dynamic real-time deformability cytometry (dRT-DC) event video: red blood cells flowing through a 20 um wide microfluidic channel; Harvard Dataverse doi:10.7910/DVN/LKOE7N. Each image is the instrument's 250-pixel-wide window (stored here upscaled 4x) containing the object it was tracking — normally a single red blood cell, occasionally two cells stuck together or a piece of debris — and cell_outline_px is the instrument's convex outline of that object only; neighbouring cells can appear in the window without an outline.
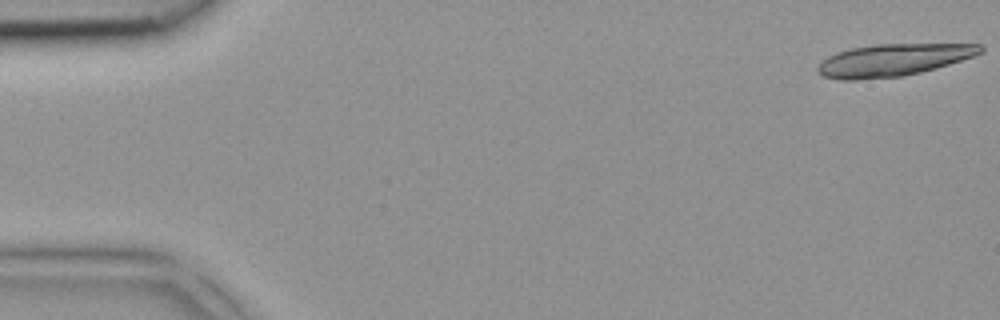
{"species": "common noctule bat (a hibernating species)", "species_latin": "Nyctalus noctula", "temperature_condition": "room temperature", "stored_images_in_passage": 5, "camera_frame_rate_fps": 3000, "um_per_image_px": 0.085, "animal": {"sex": "female", "body_mass_g": 18.4}, "frame": {"image": 1, "passage_image": 1, "time_ms": 0.0, "image_size_px": [1000, 320], "cell_outline_px": [[984, 52], [948, 64], [920, 72], [904, 76], [856, 80], [840, 80], [824, 76], [816, 72], [816, 68], [820, 60], [836, 52], [852, 48], [872, 44], [980, 44], [984, 48]], "centroid_in_image_um": [75.85, 5.1], "position_along_channel_um": 9.2, "area_um2": 30.58}}